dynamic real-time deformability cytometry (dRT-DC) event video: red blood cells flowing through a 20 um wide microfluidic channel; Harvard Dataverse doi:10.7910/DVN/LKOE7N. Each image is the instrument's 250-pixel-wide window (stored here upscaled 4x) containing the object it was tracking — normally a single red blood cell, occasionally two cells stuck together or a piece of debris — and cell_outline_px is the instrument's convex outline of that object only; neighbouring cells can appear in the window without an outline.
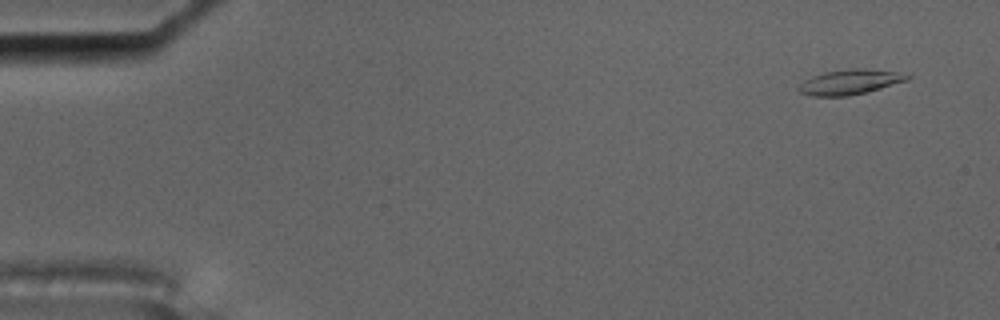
{"species": "common noctule bat (a hibernating species)", "species_latin": "Nyctalus noctula", "temperature_condition": "cold", "stored_images_in_passage": 5, "camera_frame_rate_fps": 3000, "um_per_image_px": 0.085, "animal": {"sex": "male", "body_mass_g": 17.5, "forearm_length_mm": 52.3}, "frame": {"image": 1, "passage_image": 1, "time_ms": 0.0, "image_size_px": [1000, 320], "cell_outline_px": [[912, 76], [908, 80], [868, 92], [848, 96], [812, 96], [800, 92], [796, 88], [804, 80], [812, 76], [824, 72], [852, 68], [864, 68], [912, 72]], "centroid_in_image_um": [72.34, 6.95], "position_along_channel_um": 12.7, "area_um2": 16.3}}